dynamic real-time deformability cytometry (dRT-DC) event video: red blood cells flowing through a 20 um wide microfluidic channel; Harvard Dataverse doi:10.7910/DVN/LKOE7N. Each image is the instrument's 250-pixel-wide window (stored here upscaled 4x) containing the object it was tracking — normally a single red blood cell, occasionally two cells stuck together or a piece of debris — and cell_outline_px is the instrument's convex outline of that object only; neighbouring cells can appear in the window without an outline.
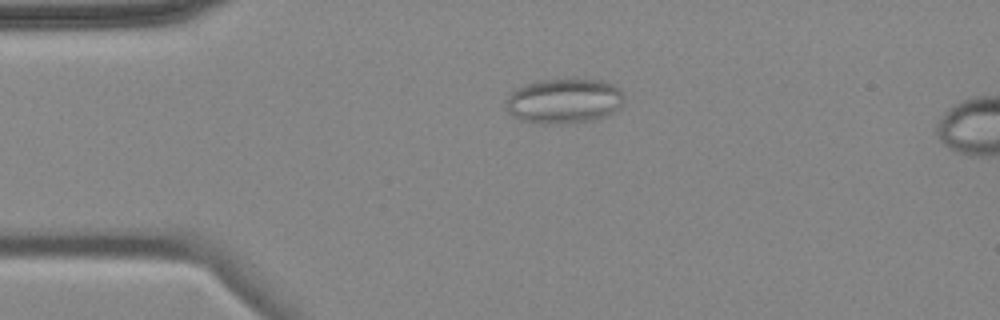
{"species": "common noctule bat (a hibernating species)", "species_latin": "Nyctalus noctula", "temperature_condition": "cold", "stored_images_in_passage": 6, "camera_frame_rate_fps": 3000, "um_per_image_px": 0.085, "animal": {"sex": "female", "body_mass_g": 18.4}, "frame": {"image": 1, "passage_image": 4, "time_ms": 3.667, "image_size_px": [1000, 320], "cell_outline_px": [[620, 108], [604, 116], [588, 120], [556, 124], [548, 124], [520, 120], [512, 116], [508, 112], [508, 100], [512, 92], [524, 84], [540, 80], [576, 76], [604, 80], [620, 88]], "centroid_in_image_um": [47.94, 8.52], "position_along_channel_um": 37.1, "area_um2": 31.1}}